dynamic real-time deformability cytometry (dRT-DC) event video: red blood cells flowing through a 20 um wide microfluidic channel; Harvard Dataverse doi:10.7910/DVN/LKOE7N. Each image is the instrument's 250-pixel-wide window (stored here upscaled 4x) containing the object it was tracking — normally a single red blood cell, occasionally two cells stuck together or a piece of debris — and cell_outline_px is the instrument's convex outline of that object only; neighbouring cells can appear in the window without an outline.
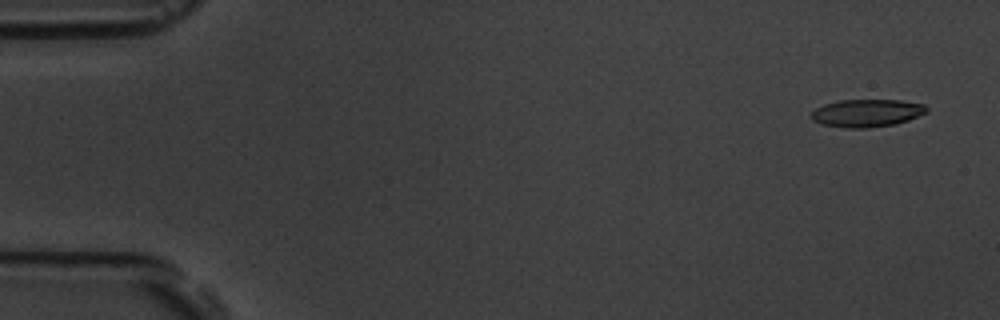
{"species": "common noctule bat (a hibernating species)", "species_latin": "Nyctalus noctula", "temperature_condition": "room temperature", "stored_images_in_passage": 5, "camera_frame_rate_fps": 3000, "um_per_image_px": 0.085, "animal": {"sex": "male", "body_mass_g": 19.5, "forearm_length_mm": 54.6}, "frame": {"image": 1, "passage_image": 1, "time_ms": 0.0, "image_size_px": [1000, 320], "cell_outline_px": [[928, 112], [908, 120], [896, 124], [868, 128], [848, 128], [824, 124], [812, 120], [812, 112], [816, 108], [824, 104], [840, 100], [900, 100], [924, 104], [928, 108]], "centroid_in_image_um": [73.72, 9.6], "position_along_channel_um": 11.3, "area_um2": 18.55}}
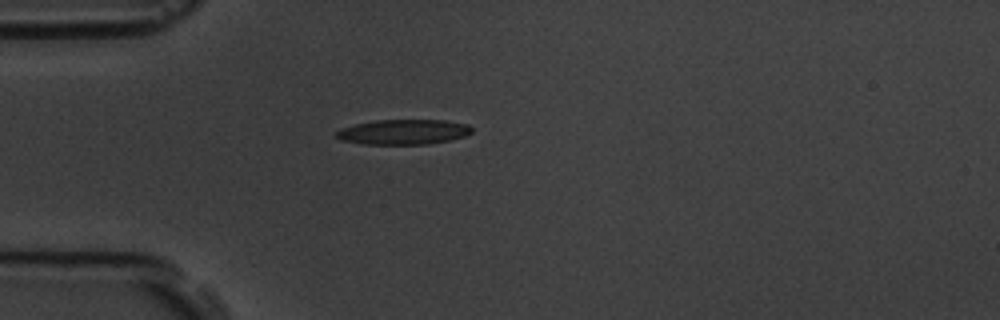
{"frame": {"image": 2, "passage_image": 4, "time_ms": 4.333, "image_size_px": [1000, 320], "cell_outline_px": [[472, 132], [464, 136], [448, 140], [428, 144], [364, 144], [340, 140], [336, 136], [336, 132], [340, 128], [356, 124], [376, 120], [444, 120], [468, 124], [472, 128]], "centroid_in_image_um": [34.28, 11.21], "position_along_channel_um": 50.7, "area_um2": 19.71}}